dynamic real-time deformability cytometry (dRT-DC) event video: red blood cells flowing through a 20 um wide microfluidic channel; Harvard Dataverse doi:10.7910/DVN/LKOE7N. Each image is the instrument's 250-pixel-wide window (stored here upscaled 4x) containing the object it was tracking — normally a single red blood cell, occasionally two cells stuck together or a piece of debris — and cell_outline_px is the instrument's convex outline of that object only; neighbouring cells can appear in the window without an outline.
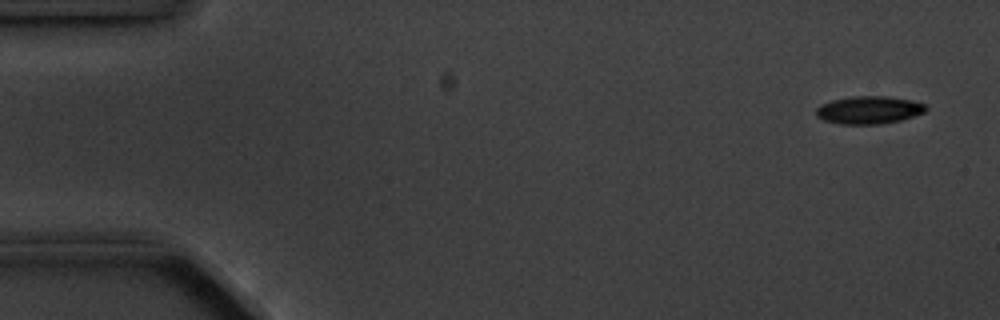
{"species": "common noctule bat (a hibernating species)", "species_latin": "Nyctalus noctula", "temperature_condition": "cold", "stored_images_in_passage": 6, "segment_of_instrument_passage": [2, 2], "camera_frame_rate_fps": 3000, "um_per_image_px": 0.085, "animal": {"sex": "male", "body_mass_g": 20.1, "forearm_length_mm": 53.5}, "frame": {"image": 1, "passage_image": 6, "time_ms": 6.667, "image_size_px": [1000, 320], "cell_outline_px": [[928, 108], [924, 112], [900, 120], [880, 124], [840, 124], [824, 120], [816, 116], [816, 108], [820, 104], [832, 100], [852, 96], [884, 96], [908, 100], [924, 104]], "centroid_in_image_um": [73.8, 9.35], "position_along_channel_um": 11.2, "area_um2": 17.57}}